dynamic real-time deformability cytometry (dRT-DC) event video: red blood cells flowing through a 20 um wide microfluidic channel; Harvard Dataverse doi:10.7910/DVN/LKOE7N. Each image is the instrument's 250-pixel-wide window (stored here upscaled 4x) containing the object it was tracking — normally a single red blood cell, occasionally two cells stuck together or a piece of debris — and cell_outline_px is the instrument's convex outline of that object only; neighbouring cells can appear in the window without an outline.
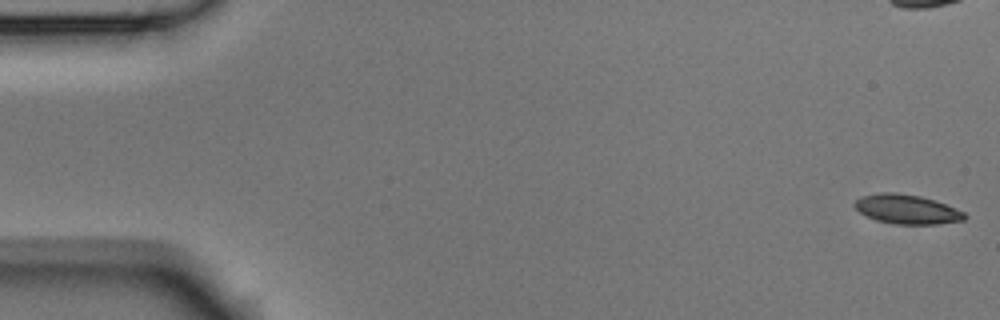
{"species": "Egyptian fruit bat (a non-hibernating species)", "species_latin": "Rousettus aegyptiacus", "temperature_condition": "room temperature", "stored_images_in_passage": 6, "camera_frame_rate_fps": 3000, "um_per_image_px": 0.085, "animal": {"sex": "male"}, "frame": {"image": 1, "passage_image": 1, "time_ms": 0.0, "image_size_px": [1000, 320], "cell_outline_px": [[968, 216], [964, 220], [936, 224], [896, 224], [876, 220], [860, 212], [852, 204], [860, 196], [880, 192], [896, 192], [920, 196], [956, 208], [964, 212]], "centroid_in_image_um": [77.07, 17.78], "position_along_channel_um": 7.9, "area_um2": 18.73}}
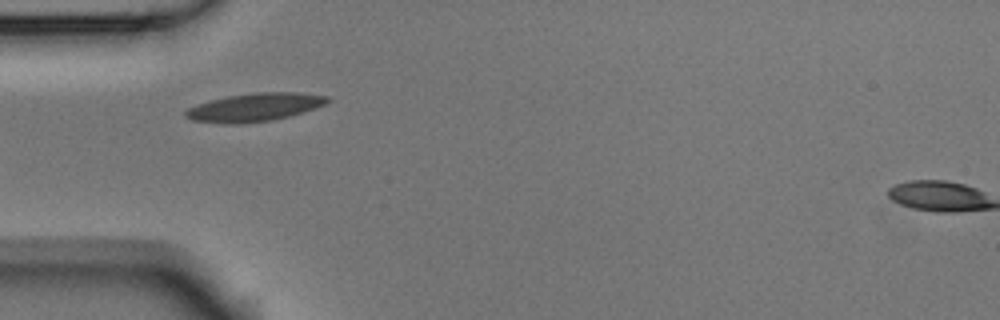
{"frame": {"image": 2, "passage_image": 5, "time_ms": 1.333, "image_size_px": [1000, 320], "cell_outline_px": [[332, 100], [316, 108], [288, 116], [272, 120], [236, 124], [224, 124], [192, 120], [184, 116], [184, 112], [188, 108], [196, 104], [228, 96], [256, 92], [296, 92], [328, 96]], "centroid_in_image_um": [21.63, 9.12], "position_along_channel_um": 63.4, "area_um2": 23.24}}
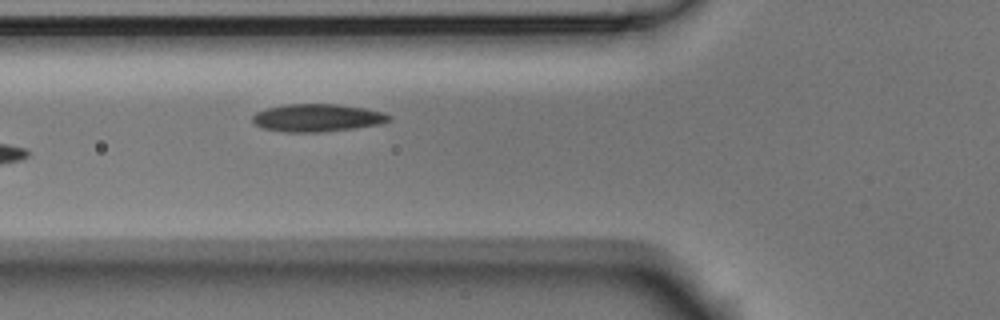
{"frame": {"image": 3, "passage_image": 6, "time_ms": 1.667, "image_size_px": [1000, 320], "cell_outline_px": [[392, 120], [380, 124], [352, 128], [320, 132], [284, 132], [264, 128], [256, 124], [252, 120], [252, 116], [256, 112], [268, 108], [284, 104], [336, 104], [364, 108], [384, 112], [392, 116]], "centroid_in_image_um": [26.99, 10.01], "position_along_channel_um": 98.8, "area_um2": 21.96}}